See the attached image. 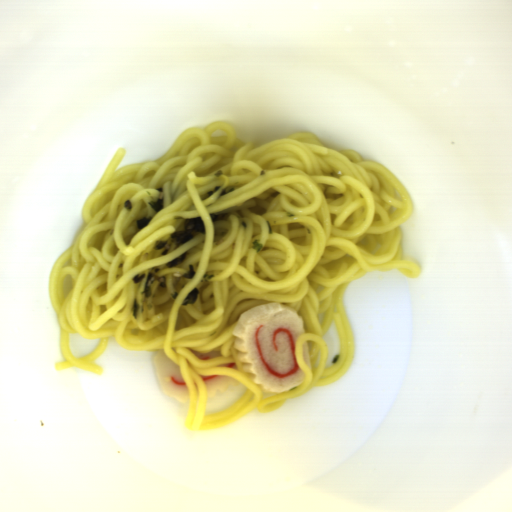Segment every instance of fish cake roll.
I'll return each mask as SVG.
<instances>
[{"label":"fish cake roll","mask_w":512,"mask_h":512,"mask_svg":"<svg viewBox=\"0 0 512 512\" xmlns=\"http://www.w3.org/2000/svg\"><path fill=\"white\" fill-rule=\"evenodd\" d=\"M201 378L208 388L207 414L225 410L247 389L240 381L231 376L201 374Z\"/></svg>","instance_id":"fish-cake-roll-3"},{"label":"fish cake roll","mask_w":512,"mask_h":512,"mask_svg":"<svg viewBox=\"0 0 512 512\" xmlns=\"http://www.w3.org/2000/svg\"><path fill=\"white\" fill-rule=\"evenodd\" d=\"M151 360L159 389L170 398L188 404V387L180 374V366L164 353V349L155 352Z\"/></svg>","instance_id":"fish-cake-roll-2"},{"label":"fish cake roll","mask_w":512,"mask_h":512,"mask_svg":"<svg viewBox=\"0 0 512 512\" xmlns=\"http://www.w3.org/2000/svg\"><path fill=\"white\" fill-rule=\"evenodd\" d=\"M303 360L306 364V366L312 371V361H311V355H310V349L307 341L303 345Z\"/></svg>","instance_id":"fish-cake-roll-5"},{"label":"fish cake roll","mask_w":512,"mask_h":512,"mask_svg":"<svg viewBox=\"0 0 512 512\" xmlns=\"http://www.w3.org/2000/svg\"><path fill=\"white\" fill-rule=\"evenodd\" d=\"M304 320L290 305L264 303L241 313L232 334L241 370L263 393L281 395L306 381L296 358Z\"/></svg>","instance_id":"fish-cake-roll-1"},{"label":"fish cake roll","mask_w":512,"mask_h":512,"mask_svg":"<svg viewBox=\"0 0 512 512\" xmlns=\"http://www.w3.org/2000/svg\"><path fill=\"white\" fill-rule=\"evenodd\" d=\"M221 368H233L234 370L237 368V364L234 362V363H228V364H221V365H217Z\"/></svg>","instance_id":"fish-cake-roll-6"},{"label":"fish cake roll","mask_w":512,"mask_h":512,"mask_svg":"<svg viewBox=\"0 0 512 512\" xmlns=\"http://www.w3.org/2000/svg\"><path fill=\"white\" fill-rule=\"evenodd\" d=\"M186 349L190 350L198 359H203V360H208L211 358L222 356L221 345H218L214 350H212L208 353H199V352L193 350L192 348H186Z\"/></svg>","instance_id":"fish-cake-roll-4"}]
</instances>
